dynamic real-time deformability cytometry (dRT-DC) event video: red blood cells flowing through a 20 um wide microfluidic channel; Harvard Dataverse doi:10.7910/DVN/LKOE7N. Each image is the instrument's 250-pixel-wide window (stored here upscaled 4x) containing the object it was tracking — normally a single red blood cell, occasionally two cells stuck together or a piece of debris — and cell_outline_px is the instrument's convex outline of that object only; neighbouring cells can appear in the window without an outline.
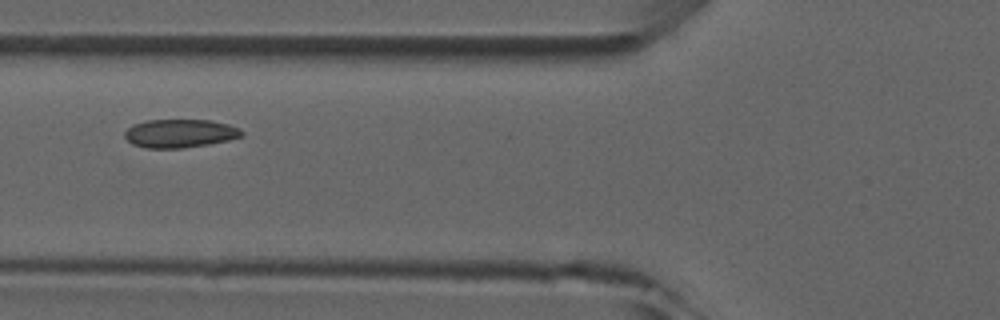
{"species": "common noctule bat (a hibernating species)", "species_latin": "Nyctalus noctula", "temperature_condition": "room temperature", "stored_images_in_passage": 6, "camera_frame_rate_fps": 3000, "um_per_image_px": 0.085, "animal": {"sex": "male", "forearm_length_mm": 52.5}, "frame": {"image": 1, "passage_image": 5, "time_ms": 4.667, "image_size_px": [1000, 320], "cell_outline_px": [[244, 136], [228, 140], [208, 144], [184, 148], [144, 148], [132, 144], [124, 136], [124, 132], [132, 124], [148, 120], [212, 120], [228, 124], [240, 128], [244, 132]], "centroid_in_image_um": [15.3, 11.34], "position_along_channel_um": 110.5, "area_um2": 19.54}}
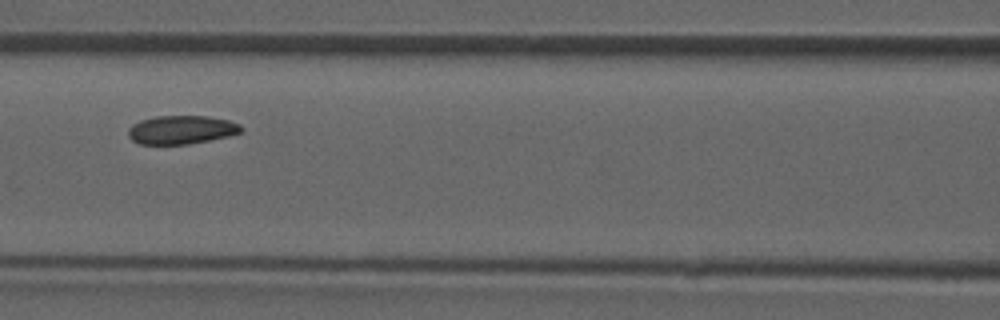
{"frame": {"image": 2, "passage_image": 6, "time_ms": 5.667, "image_size_px": [1000, 320], "cell_outline_px": [[244, 128], [240, 132], [228, 136], [188, 144], [140, 144], [132, 140], [128, 136], [128, 128], [132, 124], [140, 120], [156, 116], [208, 116], [228, 120], [240, 124]], "centroid_in_image_um": [15.4, 11.02], "position_along_channel_um": 151.2, "area_um2": 18.79}}